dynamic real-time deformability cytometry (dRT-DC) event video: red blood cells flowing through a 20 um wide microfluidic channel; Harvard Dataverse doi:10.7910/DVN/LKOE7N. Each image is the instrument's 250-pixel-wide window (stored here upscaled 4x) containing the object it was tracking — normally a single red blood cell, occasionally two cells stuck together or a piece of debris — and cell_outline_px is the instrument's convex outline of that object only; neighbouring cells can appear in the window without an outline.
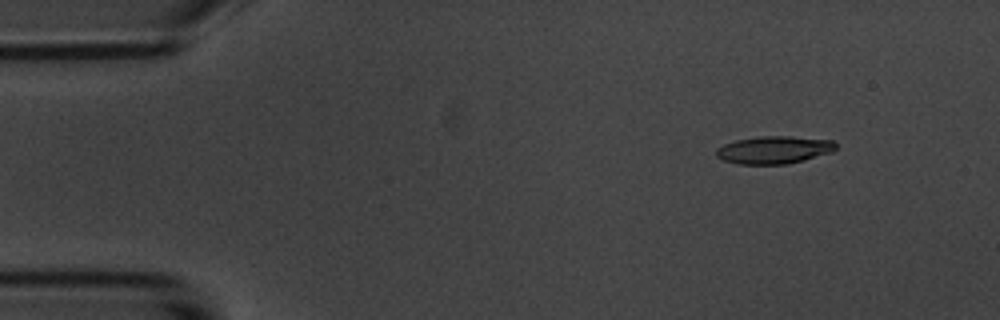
{"species": "common noctule bat (a hibernating species)", "species_latin": "Nyctalus noctula", "temperature_condition": "room temperature", "stored_images_in_passage": 5, "camera_frame_rate_fps": 3000, "um_per_image_px": 0.085, "animal": {"sex": "male", "body_mass_g": 20.1, "forearm_length_mm": 53.5}, "frame": {"image": 1, "passage_image": 1, "time_ms": 0.0, "image_size_px": [1000, 320], "cell_outline_px": [[836, 148], [832, 152], [804, 160], [784, 164], [740, 164], [724, 160], [716, 156], [716, 148], [724, 144], [736, 140], [760, 136], [788, 136], [832, 140], [836, 144]], "centroid_in_image_um": [65.78, 12.73], "position_along_channel_um": 19.2, "area_um2": 19.13}}
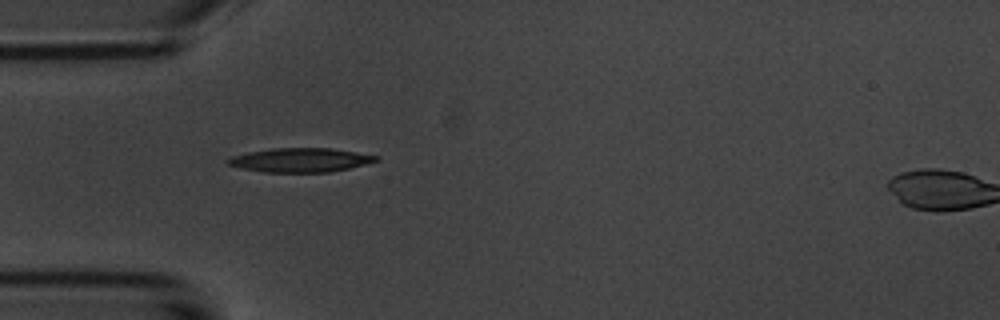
{"frame": {"image": 2, "passage_image": 4, "time_ms": 3.333, "image_size_px": [1000, 320], "cell_outline_px": [[380, 160], [348, 168], [328, 172], [264, 172], [244, 168], [228, 164], [224, 160], [232, 156], [248, 152], [272, 148], [332, 148], [380, 156]], "centroid_in_image_um": [25.54, 13.59], "position_along_channel_um": 59.5, "area_um2": 20.63}}